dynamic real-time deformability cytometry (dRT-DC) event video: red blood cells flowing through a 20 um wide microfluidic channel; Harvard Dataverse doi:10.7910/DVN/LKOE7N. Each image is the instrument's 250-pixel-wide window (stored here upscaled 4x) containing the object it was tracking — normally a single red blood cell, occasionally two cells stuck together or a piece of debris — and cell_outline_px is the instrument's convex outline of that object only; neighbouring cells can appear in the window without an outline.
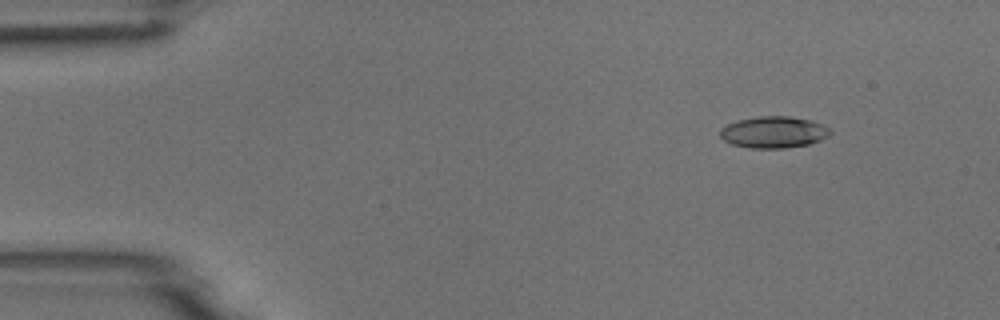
{"species": "common noctule bat (a hibernating species)", "species_latin": "Nyctalus noctula", "temperature_condition": "room temperature", "stored_images_in_passage": 6, "camera_frame_rate_fps": 3000, "um_per_image_px": 0.085, "animal": {"sex": "male", "body_mass_g": 18.8}, "frame": {"image": 1, "passage_image": 2, "time_ms": 1.333, "image_size_px": [1000, 320], "cell_outline_px": [[832, 132], [828, 136], [820, 140], [808, 144], [784, 148], [752, 148], [732, 144], [724, 140], [720, 136], [720, 128], [736, 120], [760, 116], [788, 116], [812, 120], [832, 128]], "centroid_in_image_um": [65.78, 11.22], "position_along_channel_um": 19.2, "area_um2": 20.35}}
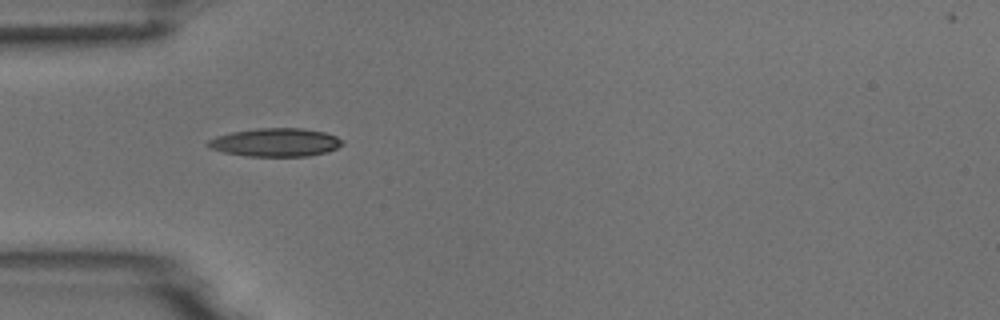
{"frame": {"image": 2, "passage_image": 5, "time_ms": 4.667, "image_size_px": [1000, 320], "cell_outline_px": [[344, 144], [328, 152], [308, 156], [248, 156], [224, 152], [208, 148], [204, 144], [208, 140], [216, 136], [232, 132], [256, 128], [304, 128], [324, 132], [336, 136], [344, 140]], "centroid_in_image_um": [23.42, 12.1], "position_along_channel_um": 61.6, "area_um2": 22.37}}